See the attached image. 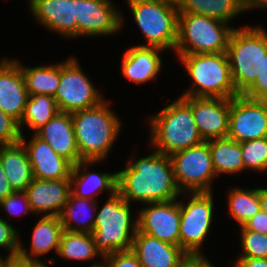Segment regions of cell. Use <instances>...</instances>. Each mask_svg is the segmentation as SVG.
Returning a JSON list of instances; mask_svg holds the SVG:
<instances>
[{"mask_svg":"<svg viewBox=\"0 0 267 267\" xmlns=\"http://www.w3.org/2000/svg\"><path fill=\"white\" fill-rule=\"evenodd\" d=\"M54 98L59 112L66 113L95 107L104 100L74 57L61 62L60 85Z\"/></svg>","mask_w":267,"mask_h":267,"instance_id":"10","label":"cell"},{"mask_svg":"<svg viewBox=\"0 0 267 267\" xmlns=\"http://www.w3.org/2000/svg\"><path fill=\"white\" fill-rule=\"evenodd\" d=\"M123 15L111 0H76L78 36H108L119 32Z\"/></svg>","mask_w":267,"mask_h":267,"instance_id":"13","label":"cell"},{"mask_svg":"<svg viewBox=\"0 0 267 267\" xmlns=\"http://www.w3.org/2000/svg\"><path fill=\"white\" fill-rule=\"evenodd\" d=\"M227 137L239 143L267 137V101L231 98Z\"/></svg>","mask_w":267,"mask_h":267,"instance_id":"12","label":"cell"},{"mask_svg":"<svg viewBox=\"0 0 267 267\" xmlns=\"http://www.w3.org/2000/svg\"><path fill=\"white\" fill-rule=\"evenodd\" d=\"M242 95L254 100L267 101V54L263 57L261 73Z\"/></svg>","mask_w":267,"mask_h":267,"instance_id":"38","label":"cell"},{"mask_svg":"<svg viewBox=\"0 0 267 267\" xmlns=\"http://www.w3.org/2000/svg\"><path fill=\"white\" fill-rule=\"evenodd\" d=\"M241 257L267 258V235L240 227Z\"/></svg>","mask_w":267,"mask_h":267,"instance_id":"34","label":"cell"},{"mask_svg":"<svg viewBox=\"0 0 267 267\" xmlns=\"http://www.w3.org/2000/svg\"><path fill=\"white\" fill-rule=\"evenodd\" d=\"M235 267H267V258L238 257Z\"/></svg>","mask_w":267,"mask_h":267,"instance_id":"42","label":"cell"},{"mask_svg":"<svg viewBox=\"0 0 267 267\" xmlns=\"http://www.w3.org/2000/svg\"><path fill=\"white\" fill-rule=\"evenodd\" d=\"M226 53L234 87L243 94L261 73L267 54V31L260 26L234 28Z\"/></svg>","mask_w":267,"mask_h":267,"instance_id":"4","label":"cell"},{"mask_svg":"<svg viewBox=\"0 0 267 267\" xmlns=\"http://www.w3.org/2000/svg\"><path fill=\"white\" fill-rule=\"evenodd\" d=\"M170 158L177 186L182 193L211 192L216 173L207 141L176 152Z\"/></svg>","mask_w":267,"mask_h":267,"instance_id":"9","label":"cell"},{"mask_svg":"<svg viewBox=\"0 0 267 267\" xmlns=\"http://www.w3.org/2000/svg\"><path fill=\"white\" fill-rule=\"evenodd\" d=\"M105 100L99 105L72 113L78 152L83 161H102L121 129L120 118Z\"/></svg>","mask_w":267,"mask_h":267,"instance_id":"3","label":"cell"},{"mask_svg":"<svg viewBox=\"0 0 267 267\" xmlns=\"http://www.w3.org/2000/svg\"><path fill=\"white\" fill-rule=\"evenodd\" d=\"M0 62V109L18 123L24 113L29 97L25 77L17 60Z\"/></svg>","mask_w":267,"mask_h":267,"instance_id":"16","label":"cell"},{"mask_svg":"<svg viewBox=\"0 0 267 267\" xmlns=\"http://www.w3.org/2000/svg\"><path fill=\"white\" fill-rule=\"evenodd\" d=\"M21 141L18 122L0 109V145L15 144Z\"/></svg>","mask_w":267,"mask_h":267,"instance_id":"35","label":"cell"},{"mask_svg":"<svg viewBox=\"0 0 267 267\" xmlns=\"http://www.w3.org/2000/svg\"><path fill=\"white\" fill-rule=\"evenodd\" d=\"M105 267H142L137 256L129 251H120L102 257Z\"/></svg>","mask_w":267,"mask_h":267,"instance_id":"39","label":"cell"},{"mask_svg":"<svg viewBox=\"0 0 267 267\" xmlns=\"http://www.w3.org/2000/svg\"><path fill=\"white\" fill-rule=\"evenodd\" d=\"M0 267H29V258L22 255H8L6 259L0 256Z\"/></svg>","mask_w":267,"mask_h":267,"instance_id":"41","label":"cell"},{"mask_svg":"<svg viewBox=\"0 0 267 267\" xmlns=\"http://www.w3.org/2000/svg\"><path fill=\"white\" fill-rule=\"evenodd\" d=\"M243 226L247 230H252L267 235V213L260 210L251 219H249Z\"/></svg>","mask_w":267,"mask_h":267,"instance_id":"40","label":"cell"},{"mask_svg":"<svg viewBox=\"0 0 267 267\" xmlns=\"http://www.w3.org/2000/svg\"><path fill=\"white\" fill-rule=\"evenodd\" d=\"M245 169L267 171V137L240 143Z\"/></svg>","mask_w":267,"mask_h":267,"instance_id":"33","label":"cell"},{"mask_svg":"<svg viewBox=\"0 0 267 267\" xmlns=\"http://www.w3.org/2000/svg\"><path fill=\"white\" fill-rule=\"evenodd\" d=\"M196 267H214L210 261L202 254V256H196Z\"/></svg>","mask_w":267,"mask_h":267,"instance_id":"46","label":"cell"},{"mask_svg":"<svg viewBox=\"0 0 267 267\" xmlns=\"http://www.w3.org/2000/svg\"><path fill=\"white\" fill-rule=\"evenodd\" d=\"M228 209L230 216L243 226L249 219L257 214L260 208L258 188H233L229 192Z\"/></svg>","mask_w":267,"mask_h":267,"instance_id":"32","label":"cell"},{"mask_svg":"<svg viewBox=\"0 0 267 267\" xmlns=\"http://www.w3.org/2000/svg\"><path fill=\"white\" fill-rule=\"evenodd\" d=\"M131 204L116 191L96 214L92 234L96 249L102 256L132 248L138 230L137 218L131 221ZM134 222V223H133Z\"/></svg>","mask_w":267,"mask_h":267,"instance_id":"5","label":"cell"},{"mask_svg":"<svg viewBox=\"0 0 267 267\" xmlns=\"http://www.w3.org/2000/svg\"><path fill=\"white\" fill-rule=\"evenodd\" d=\"M133 18L147 39V46L175 49L178 39L176 0H127Z\"/></svg>","mask_w":267,"mask_h":267,"instance_id":"8","label":"cell"},{"mask_svg":"<svg viewBox=\"0 0 267 267\" xmlns=\"http://www.w3.org/2000/svg\"><path fill=\"white\" fill-rule=\"evenodd\" d=\"M18 231L5 218L0 217V247L9 250V256L18 254L20 240Z\"/></svg>","mask_w":267,"mask_h":267,"instance_id":"37","label":"cell"},{"mask_svg":"<svg viewBox=\"0 0 267 267\" xmlns=\"http://www.w3.org/2000/svg\"><path fill=\"white\" fill-rule=\"evenodd\" d=\"M216 18L192 13L178 14V55L226 53L234 28Z\"/></svg>","mask_w":267,"mask_h":267,"instance_id":"7","label":"cell"},{"mask_svg":"<svg viewBox=\"0 0 267 267\" xmlns=\"http://www.w3.org/2000/svg\"><path fill=\"white\" fill-rule=\"evenodd\" d=\"M138 213V231L163 242L180 246L181 211L178 200L147 203Z\"/></svg>","mask_w":267,"mask_h":267,"instance_id":"14","label":"cell"},{"mask_svg":"<svg viewBox=\"0 0 267 267\" xmlns=\"http://www.w3.org/2000/svg\"><path fill=\"white\" fill-rule=\"evenodd\" d=\"M21 142L26 148L35 179L61 180L70 178L73 165L58 155L47 142L34 134V137L27 143L23 133L21 134Z\"/></svg>","mask_w":267,"mask_h":267,"instance_id":"18","label":"cell"},{"mask_svg":"<svg viewBox=\"0 0 267 267\" xmlns=\"http://www.w3.org/2000/svg\"><path fill=\"white\" fill-rule=\"evenodd\" d=\"M131 250L142 267H182L190 257L180 246L163 242L138 230Z\"/></svg>","mask_w":267,"mask_h":267,"instance_id":"17","label":"cell"},{"mask_svg":"<svg viewBox=\"0 0 267 267\" xmlns=\"http://www.w3.org/2000/svg\"><path fill=\"white\" fill-rule=\"evenodd\" d=\"M89 267H105V266L102 264V262L101 263L100 262H95V263H92L91 266L89 265Z\"/></svg>","mask_w":267,"mask_h":267,"instance_id":"49","label":"cell"},{"mask_svg":"<svg viewBox=\"0 0 267 267\" xmlns=\"http://www.w3.org/2000/svg\"><path fill=\"white\" fill-rule=\"evenodd\" d=\"M207 142L216 176L220 173H238L245 169L239 142L228 137Z\"/></svg>","mask_w":267,"mask_h":267,"instance_id":"27","label":"cell"},{"mask_svg":"<svg viewBox=\"0 0 267 267\" xmlns=\"http://www.w3.org/2000/svg\"><path fill=\"white\" fill-rule=\"evenodd\" d=\"M182 267H196V256H190Z\"/></svg>","mask_w":267,"mask_h":267,"instance_id":"48","label":"cell"},{"mask_svg":"<svg viewBox=\"0 0 267 267\" xmlns=\"http://www.w3.org/2000/svg\"><path fill=\"white\" fill-rule=\"evenodd\" d=\"M99 161H80L73 166L71 179V193L80 198L96 200L95 195L108 190L111 194L117 191V172L116 173H98L89 172L84 168ZM84 167V168H83ZM83 168V170H82ZM83 171V172H82ZM74 185V186H73Z\"/></svg>","mask_w":267,"mask_h":267,"instance_id":"23","label":"cell"},{"mask_svg":"<svg viewBox=\"0 0 267 267\" xmlns=\"http://www.w3.org/2000/svg\"><path fill=\"white\" fill-rule=\"evenodd\" d=\"M59 112L55 98L49 95L36 94L27 99L21 121L18 123L22 134V127L26 125L36 132Z\"/></svg>","mask_w":267,"mask_h":267,"instance_id":"30","label":"cell"},{"mask_svg":"<svg viewBox=\"0 0 267 267\" xmlns=\"http://www.w3.org/2000/svg\"><path fill=\"white\" fill-rule=\"evenodd\" d=\"M0 162L14 191H25L34 179L32 166L23 143L0 145Z\"/></svg>","mask_w":267,"mask_h":267,"instance_id":"24","label":"cell"},{"mask_svg":"<svg viewBox=\"0 0 267 267\" xmlns=\"http://www.w3.org/2000/svg\"><path fill=\"white\" fill-rule=\"evenodd\" d=\"M20 67L29 96L43 94L54 97L60 85L61 63L37 67H24L20 64Z\"/></svg>","mask_w":267,"mask_h":267,"instance_id":"29","label":"cell"},{"mask_svg":"<svg viewBox=\"0 0 267 267\" xmlns=\"http://www.w3.org/2000/svg\"><path fill=\"white\" fill-rule=\"evenodd\" d=\"M32 15L50 31L77 37L76 0H29Z\"/></svg>","mask_w":267,"mask_h":267,"instance_id":"20","label":"cell"},{"mask_svg":"<svg viewBox=\"0 0 267 267\" xmlns=\"http://www.w3.org/2000/svg\"><path fill=\"white\" fill-rule=\"evenodd\" d=\"M20 204H22L23 206ZM20 206L23 208L22 212L24 214H28V212L32 213L27 195L24 191H14L4 200L0 201V208L6 210L7 214L10 215L20 216V214L22 213Z\"/></svg>","mask_w":267,"mask_h":267,"instance_id":"36","label":"cell"},{"mask_svg":"<svg viewBox=\"0 0 267 267\" xmlns=\"http://www.w3.org/2000/svg\"><path fill=\"white\" fill-rule=\"evenodd\" d=\"M34 134L47 142L58 155L73 166L82 161L74 134L72 113L58 112Z\"/></svg>","mask_w":267,"mask_h":267,"instance_id":"21","label":"cell"},{"mask_svg":"<svg viewBox=\"0 0 267 267\" xmlns=\"http://www.w3.org/2000/svg\"><path fill=\"white\" fill-rule=\"evenodd\" d=\"M243 11L255 8H267V0H239Z\"/></svg>","mask_w":267,"mask_h":267,"instance_id":"44","label":"cell"},{"mask_svg":"<svg viewBox=\"0 0 267 267\" xmlns=\"http://www.w3.org/2000/svg\"><path fill=\"white\" fill-rule=\"evenodd\" d=\"M13 192L14 190L11 188L8 178L5 175L4 168L0 162V201L4 200Z\"/></svg>","mask_w":267,"mask_h":267,"instance_id":"43","label":"cell"},{"mask_svg":"<svg viewBox=\"0 0 267 267\" xmlns=\"http://www.w3.org/2000/svg\"><path fill=\"white\" fill-rule=\"evenodd\" d=\"M57 255L73 261H87L98 255L103 257L96 249L92 234L69 232L66 230H63L61 234Z\"/></svg>","mask_w":267,"mask_h":267,"instance_id":"31","label":"cell"},{"mask_svg":"<svg viewBox=\"0 0 267 267\" xmlns=\"http://www.w3.org/2000/svg\"><path fill=\"white\" fill-rule=\"evenodd\" d=\"M193 80L180 96L231 99L240 95L233 84L227 53L178 55Z\"/></svg>","mask_w":267,"mask_h":267,"instance_id":"6","label":"cell"},{"mask_svg":"<svg viewBox=\"0 0 267 267\" xmlns=\"http://www.w3.org/2000/svg\"><path fill=\"white\" fill-rule=\"evenodd\" d=\"M179 13H192L229 23L243 12L239 0H176Z\"/></svg>","mask_w":267,"mask_h":267,"instance_id":"28","label":"cell"},{"mask_svg":"<svg viewBox=\"0 0 267 267\" xmlns=\"http://www.w3.org/2000/svg\"><path fill=\"white\" fill-rule=\"evenodd\" d=\"M149 119L151 146L161 154L171 156L204 141L193 118L191 96H180Z\"/></svg>","mask_w":267,"mask_h":267,"instance_id":"2","label":"cell"},{"mask_svg":"<svg viewBox=\"0 0 267 267\" xmlns=\"http://www.w3.org/2000/svg\"><path fill=\"white\" fill-rule=\"evenodd\" d=\"M71 179H33L25 189L32 213L59 217L71 194ZM50 211V212H49Z\"/></svg>","mask_w":267,"mask_h":267,"instance_id":"19","label":"cell"},{"mask_svg":"<svg viewBox=\"0 0 267 267\" xmlns=\"http://www.w3.org/2000/svg\"><path fill=\"white\" fill-rule=\"evenodd\" d=\"M261 211L267 213V188H258Z\"/></svg>","mask_w":267,"mask_h":267,"instance_id":"45","label":"cell"},{"mask_svg":"<svg viewBox=\"0 0 267 267\" xmlns=\"http://www.w3.org/2000/svg\"><path fill=\"white\" fill-rule=\"evenodd\" d=\"M117 192L125 201L143 204L166 202L182 195L177 186L171 158L154 151L117 172Z\"/></svg>","mask_w":267,"mask_h":267,"instance_id":"1","label":"cell"},{"mask_svg":"<svg viewBox=\"0 0 267 267\" xmlns=\"http://www.w3.org/2000/svg\"><path fill=\"white\" fill-rule=\"evenodd\" d=\"M163 50L145 44L129 48L122 59L123 76L138 84L153 80L161 69L163 60L159 54Z\"/></svg>","mask_w":267,"mask_h":267,"instance_id":"22","label":"cell"},{"mask_svg":"<svg viewBox=\"0 0 267 267\" xmlns=\"http://www.w3.org/2000/svg\"><path fill=\"white\" fill-rule=\"evenodd\" d=\"M97 205L96 200L76 197L71 193L59 215L63 230L91 234L94 229ZM73 223L76 225H72Z\"/></svg>","mask_w":267,"mask_h":267,"instance_id":"26","label":"cell"},{"mask_svg":"<svg viewBox=\"0 0 267 267\" xmlns=\"http://www.w3.org/2000/svg\"><path fill=\"white\" fill-rule=\"evenodd\" d=\"M29 267H48L46 263H43L42 260H31L29 259Z\"/></svg>","mask_w":267,"mask_h":267,"instance_id":"47","label":"cell"},{"mask_svg":"<svg viewBox=\"0 0 267 267\" xmlns=\"http://www.w3.org/2000/svg\"><path fill=\"white\" fill-rule=\"evenodd\" d=\"M62 232L63 226L59 217L43 215L33 229L31 249L28 251L30 254L21 243L18 253L31 260H40L39 256L52 250L58 253Z\"/></svg>","mask_w":267,"mask_h":267,"instance_id":"25","label":"cell"},{"mask_svg":"<svg viewBox=\"0 0 267 267\" xmlns=\"http://www.w3.org/2000/svg\"><path fill=\"white\" fill-rule=\"evenodd\" d=\"M230 99L219 97H192V114L204 141L226 138Z\"/></svg>","mask_w":267,"mask_h":267,"instance_id":"15","label":"cell"},{"mask_svg":"<svg viewBox=\"0 0 267 267\" xmlns=\"http://www.w3.org/2000/svg\"><path fill=\"white\" fill-rule=\"evenodd\" d=\"M189 202L179 201L180 247L189 256H201L200 250L211 227L213 217L212 192L189 193Z\"/></svg>","mask_w":267,"mask_h":267,"instance_id":"11","label":"cell"}]
</instances>
